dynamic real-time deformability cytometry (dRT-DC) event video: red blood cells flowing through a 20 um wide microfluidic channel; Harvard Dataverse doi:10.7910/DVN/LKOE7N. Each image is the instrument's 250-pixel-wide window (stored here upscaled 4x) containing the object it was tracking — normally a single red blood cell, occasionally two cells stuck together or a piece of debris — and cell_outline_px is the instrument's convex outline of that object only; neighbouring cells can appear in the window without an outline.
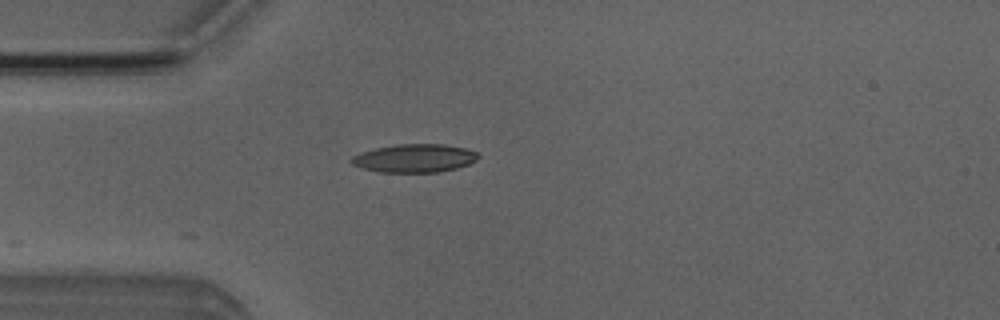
{"species": "Egyptian fruit bat (a non-hibernating species)", "species_latin": "Rousettus aegyptiacus", "temperature_condition": "room temperature", "stored_images_in_passage": 26, "camera_frame_rate_fps": 3000, "um_per_image_px": 0.085, "animal": {"sex": "male"}, "frame": {"image": 1, "passage_image": 1, "time_ms": 0.0, "image_size_px": [1000, 320], "cell_outline_px": [[480, 156], [476, 160], [468, 164], [456, 168], [440, 172], [380, 172], [364, 168], [352, 164], [352, 156], [360, 152], [376, 148], [396, 144], [444, 144], [464, 148], [476, 152]], "centroid_in_image_um": [35.24, 13.44], "position_along_channel_um": 49.8, "area_um2": 20.75}}
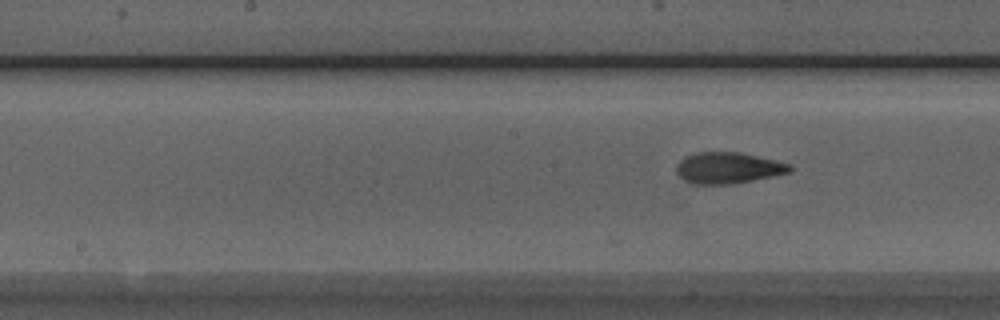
{"frame": {"image": 2, "passage_image": 12, "time_ms": 3.667, "image_size_px": [1000, 320], "cell_outline_px": [[792, 172], [732, 184], [692, 184], [684, 180], [676, 172], [676, 164], [684, 156], [696, 152], [740, 152], [776, 160], [792, 164]], "centroid_in_image_um": [61.88, 14.26], "position_along_channel_um": 186.3, "area_um2": 20.81}}
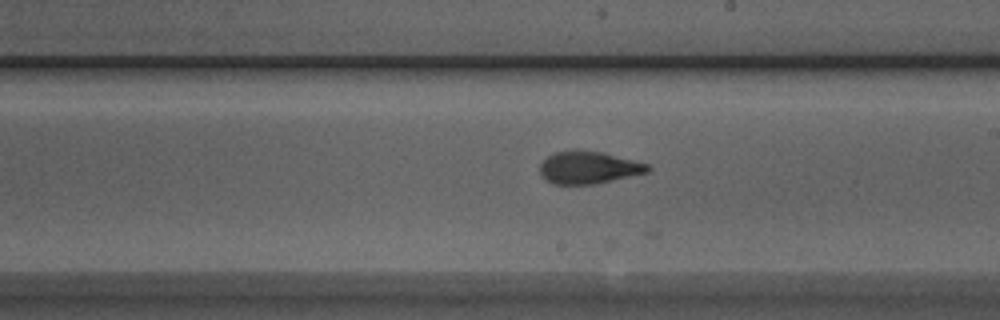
{"frame": {"image": 3, "passage_image": 16, "time_ms": 5.0, "image_size_px": [1000, 320], "cell_outline_px": [[652, 168], [648, 172], [596, 184], [552, 184], [544, 180], [540, 176], [540, 164], [552, 152], [576, 148], [600, 152], [648, 164]], "centroid_in_image_um": [49.97, 14.23], "position_along_channel_um": 239.0, "area_um2": 20.63}}